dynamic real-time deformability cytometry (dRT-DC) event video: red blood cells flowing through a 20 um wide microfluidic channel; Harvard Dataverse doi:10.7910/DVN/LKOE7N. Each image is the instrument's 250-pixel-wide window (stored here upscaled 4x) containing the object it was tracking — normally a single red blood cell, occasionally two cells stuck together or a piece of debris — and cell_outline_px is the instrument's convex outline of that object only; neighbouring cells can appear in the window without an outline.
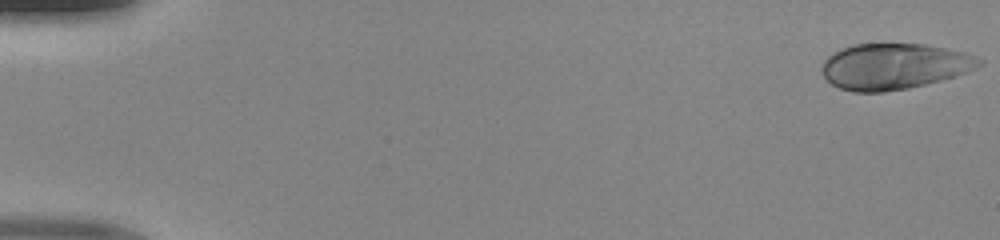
{"species": "human", "species_latin": "Homo sapiens", "temperature_condition": "room temperature", "stored_images_in_passage": 48, "camera_frame_rate_fps": 3000, "um_per_image_px": 0.085, "donor": {"sex": "male"}, "frame": {"image": 1, "passage_image": 1, "time_ms": 0.0, "image_size_px": [1000, 240], "cell_outline_px": [[984, 64], [976, 68], [956, 76], [908, 88], [884, 92], [852, 92], [840, 88], [832, 84], [820, 72], [820, 68], [824, 60], [832, 52], [840, 48], [852, 44], [880, 40], [920, 44], [944, 48], [964, 52], [976, 56], [984, 60]], "centroid_in_image_um": [75.95, 5.59], "position_along_channel_um": 9.0, "area_um2": 43.23}}
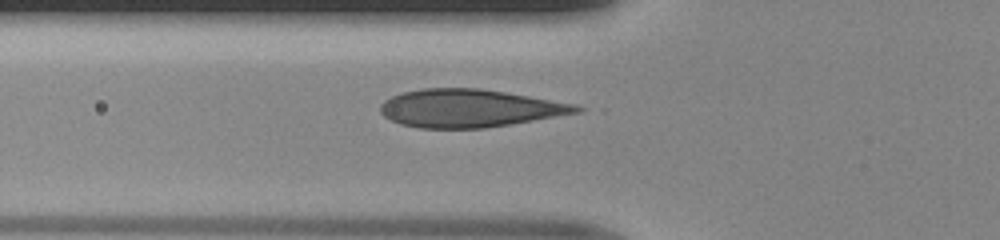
{"frame": {"image": 2, "passage_image": 18, "time_ms": 5.667, "image_size_px": [1000, 240], "cell_outline_px": [[584, 108], [580, 112], [512, 124], [484, 128], [420, 128], [400, 124], [384, 116], [380, 112], [380, 104], [384, 100], [392, 96], [404, 92], [424, 88], [480, 88], [576, 104]], "centroid_in_image_um": [39.89, 9.2], "position_along_channel_um": 85.9, "area_um2": 43.12}}
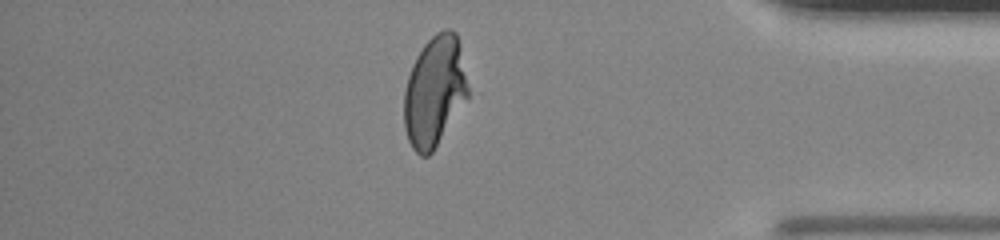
{"frame": {"image": 3, "passage_image": 42, "time_ms": 13.667, "image_size_px": [1000, 240], "cell_outline_px": [[468, 96], [432, 152], [428, 156], [420, 156], [412, 148], [408, 140], [404, 128], [404, 92], [408, 76], [412, 64], [416, 56], [424, 44], [436, 32], [444, 28], [452, 28], [456, 32], [460, 40], [468, 88]], "centroid_in_image_um": [36.92, 7.72], "position_along_channel_um": 398.3, "area_um2": 41.21}}